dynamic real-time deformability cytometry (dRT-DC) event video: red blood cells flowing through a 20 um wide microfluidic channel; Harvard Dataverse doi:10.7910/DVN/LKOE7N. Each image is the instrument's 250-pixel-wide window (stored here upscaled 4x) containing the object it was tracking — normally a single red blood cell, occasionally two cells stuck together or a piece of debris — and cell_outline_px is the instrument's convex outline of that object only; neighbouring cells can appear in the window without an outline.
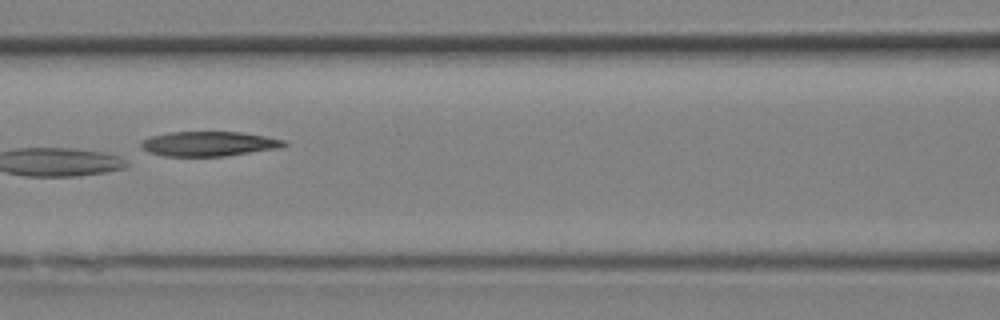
{"species": "Egyptian fruit bat (a non-hibernating species)", "species_latin": "Rousettus aegyptiacus", "temperature_condition": "room temperature", "stored_images_in_passage": 11, "camera_frame_rate_fps": 3000, "um_per_image_px": 0.085, "animal": {"sex": "female"}, "frame": {"image": 1, "passage_image": 10, "time_ms": 3.0, "image_size_px": [1000, 320], "cell_outline_px": [[288, 144], [280, 148], [224, 156], [164, 156], [148, 152], [140, 148], [140, 144], [144, 140], [152, 136], [172, 132], [240, 132], [264, 136], [284, 140]], "centroid_in_image_um": [17.74, 12.23], "position_along_channel_um": 148.9, "area_um2": 20.46}}